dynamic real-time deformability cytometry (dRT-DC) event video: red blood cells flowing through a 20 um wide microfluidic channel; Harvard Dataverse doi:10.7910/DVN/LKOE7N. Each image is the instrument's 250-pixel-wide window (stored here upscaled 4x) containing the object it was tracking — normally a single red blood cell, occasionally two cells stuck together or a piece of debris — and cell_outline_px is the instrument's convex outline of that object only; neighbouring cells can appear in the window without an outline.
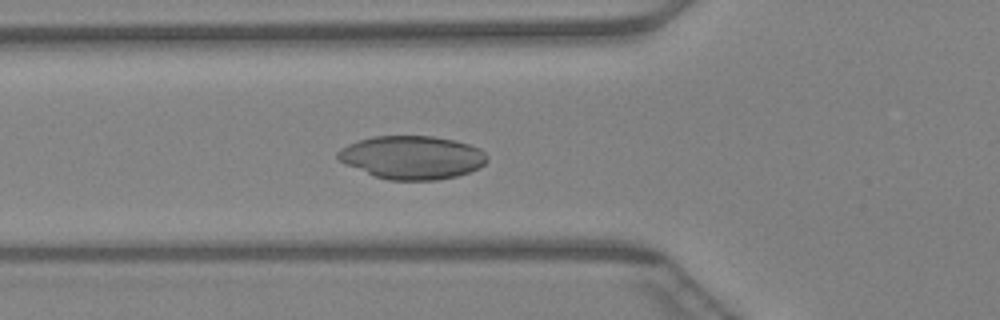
{"species": "Egyptian fruit bat (a non-hibernating species)", "species_latin": "Rousettus aegyptiacus", "temperature_condition": "warm", "stored_images_in_passage": 47, "camera_frame_rate_fps": 3000, "um_per_image_px": 0.085, "animal": {"sex": "female"}, "frame": {"image": 1, "passage_image": 17, "time_ms": 5.333, "image_size_px": [1000, 320], "cell_outline_px": [[488, 160], [480, 168], [456, 176], [436, 180], [388, 180], [376, 176], [344, 164], [336, 156], [336, 152], [340, 148], [348, 144], [372, 136], [432, 136], [452, 140], [468, 144], [480, 148], [488, 156]], "centroid_in_image_um": [35.03, 13.38], "position_along_channel_um": 90.8, "area_um2": 37.63}}
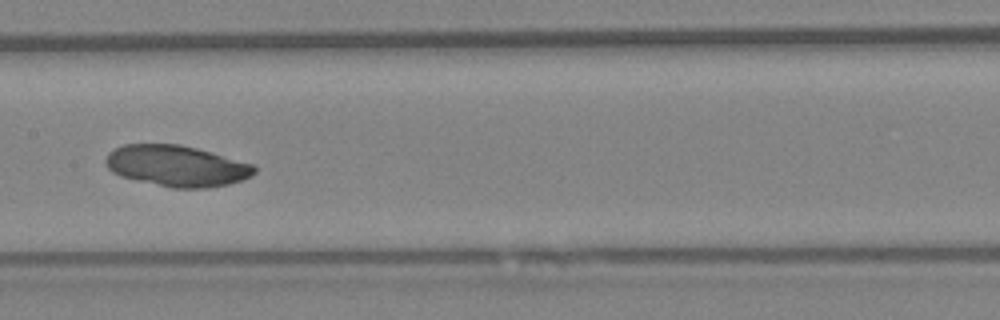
{"frame": {"image": 2, "passage_image": 24, "time_ms": 7.667, "image_size_px": [1000, 320], "cell_outline_px": [[256, 172], [252, 176], [244, 180], [228, 184], [208, 188], [172, 188], [136, 180], [120, 176], [112, 172], [104, 164], [104, 160], [108, 152], [124, 144], [180, 144], [212, 152], [256, 164]], "centroid_in_image_um": [15.04, 14.1], "position_along_channel_um": 192.4, "area_um2": 36.01}}
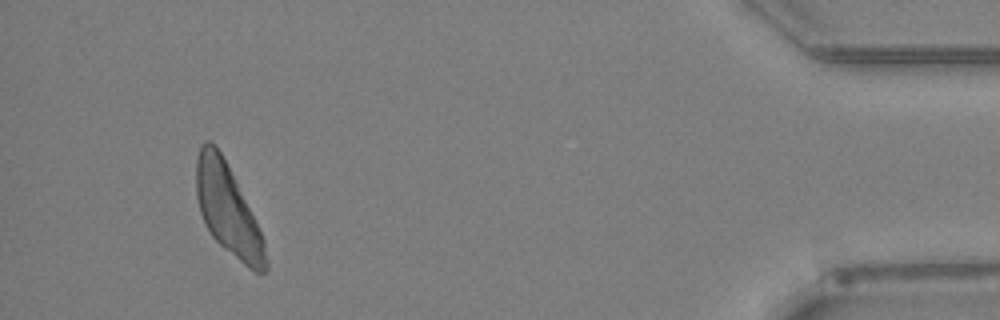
{"frame": {"image": 3, "passage_image": 44, "time_ms": 14.333, "image_size_px": [1000, 320], "cell_outline_px": [[268, 268], [264, 272], [256, 272], [248, 268], [220, 244], [212, 236], [204, 224], [200, 212], [196, 196], [196, 156], [200, 144], [204, 140], [212, 140], [220, 152], [264, 240], [268, 260]], "centroid_in_image_um": [19.32, 17.82], "position_along_channel_um": 415.9, "area_um2": 35.78}}